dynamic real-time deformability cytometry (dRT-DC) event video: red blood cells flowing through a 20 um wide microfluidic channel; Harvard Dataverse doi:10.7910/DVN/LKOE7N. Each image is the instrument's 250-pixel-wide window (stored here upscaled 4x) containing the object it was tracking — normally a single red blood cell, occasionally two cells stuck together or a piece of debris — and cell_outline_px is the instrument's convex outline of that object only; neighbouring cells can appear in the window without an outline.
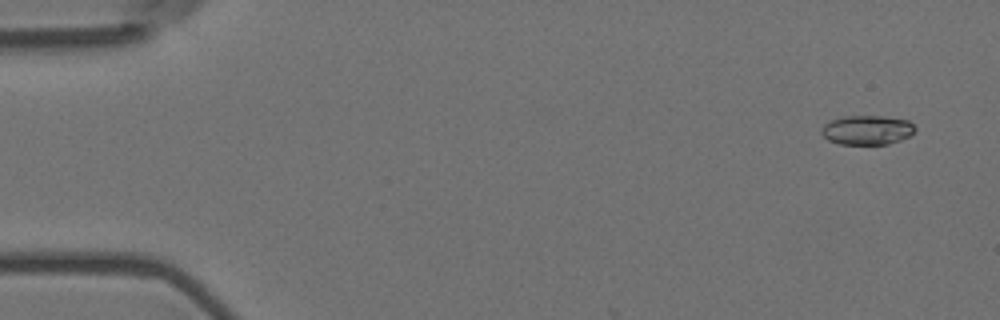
{"species": "Egyptian fruit bat (a non-hibernating species)", "species_latin": "Rousettus aegyptiacus", "temperature_condition": "room temperature", "stored_images_in_passage": 6, "camera_frame_rate_fps": 3000, "um_per_image_px": 0.085, "animal": {"sex": "female"}, "frame": {"image": 1, "passage_image": 2, "time_ms": 0.333, "image_size_px": [1000, 320], "cell_outline_px": [[916, 128], [908, 136], [900, 140], [888, 144], [840, 144], [828, 140], [820, 132], [820, 128], [828, 120], [844, 116], [884, 116], [908, 120]], "centroid_in_image_um": [73.65, 11.04], "position_along_channel_um": 11.3, "area_um2": 16.07}}
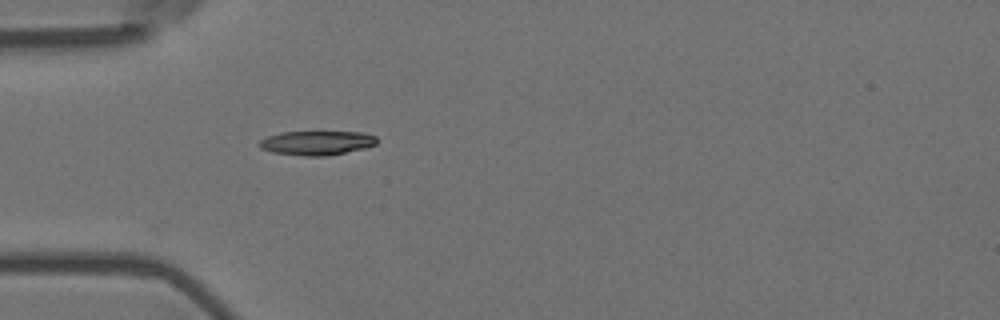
{"frame": {"image": 2, "passage_image": 6, "time_ms": 1.667, "image_size_px": [1000, 320], "cell_outline_px": [[380, 140], [376, 144], [364, 148], [324, 156], [304, 156], [272, 152], [260, 148], [256, 144], [260, 140], [268, 136], [280, 132], [364, 132], [376, 136]], "centroid_in_image_um": [26.92, 12.14], "position_along_channel_um": 58.1, "area_um2": 16.65}}